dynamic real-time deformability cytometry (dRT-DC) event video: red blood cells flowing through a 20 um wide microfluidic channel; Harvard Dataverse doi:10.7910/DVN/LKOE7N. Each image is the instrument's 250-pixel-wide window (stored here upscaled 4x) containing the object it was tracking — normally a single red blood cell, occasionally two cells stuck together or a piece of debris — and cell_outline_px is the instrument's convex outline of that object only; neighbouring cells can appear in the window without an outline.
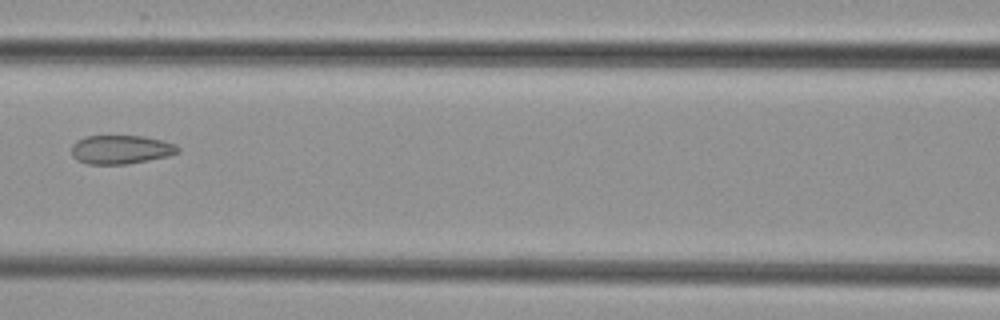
{"species": "common noctule bat (a hibernating species)", "species_latin": "Nyctalus noctula", "temperature_condition": "cold", "stored_images_in_passage": 4, "camera_frame_rate_fps": 3000, "um_per_image_px": 0.085, "animal": {"sex": "female", "body_mass_g": 29.2, "forearm_length_mm": 56.3}, "frame": {"image": 1, "passage_image": 4, "time_ms": 3.667, "image_size_px": [1000, 320], "cell_outline_px": [[180, 152], [168, 156], [128, 164], [88, 164], [76, 160], [72, 156], [72, 144], [76, 140], [84, 136], [144, 136], [176, 144], [180, 148]], "centroid_in_image_um": [10.26, 12.71], "position_along_channel_um": 156.3, "area_um2": 17.98}}